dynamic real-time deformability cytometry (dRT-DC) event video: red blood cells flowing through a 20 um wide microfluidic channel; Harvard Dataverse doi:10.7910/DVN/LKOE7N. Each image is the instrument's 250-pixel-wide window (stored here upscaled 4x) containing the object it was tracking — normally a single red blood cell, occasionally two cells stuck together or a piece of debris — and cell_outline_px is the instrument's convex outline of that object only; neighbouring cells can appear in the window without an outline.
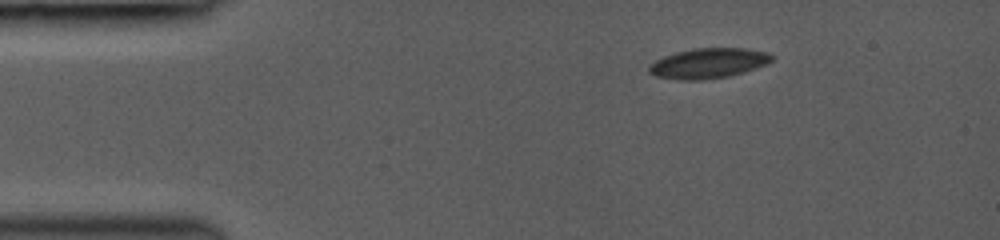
{"species": "common noctule bat (a hibernating species)", "species_latin": "Nyctalus noctula", "temperature_condition": "room temperature", "stored_images_in_passage": 4, "camera_frame_rate_fps": 3000, "um_per_image_px": 0.085, "animal": {"sex": "female", "body_mass_g": 19.0, "forearm_length_mm": 53.3}, "frame": {"image": 1, "passage_image": 1, "time_ms": 0.0, "image_size_px": [1000, 240], "cell_outline_px": [[772, 60], [768, 64], [744, 72], [728, 76], [704, 80], [680, 80], [656, 76], [648, 72], [648, 64], [664, 56], [676, 52], [692, 48], [744, 48], [768, 52], [772, 56]], "centroid_in_image_um": [60.2, 5.38], "position_along_channel_um": 24.8, "area_um2": 21.68}}